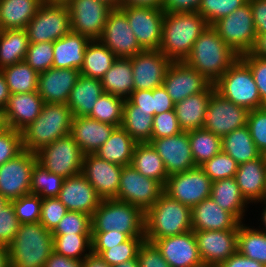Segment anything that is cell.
<instances>
[{
  "mask_svg": "<svg viewBox=\"0 0 266 267\" xmlns=\"http://www.w3.org/2000/svg\"><path fill=\"white\" fill-rule=\"evenodd\" d=\"M66 5L69 9L71 32L82 34L90 40H98L113 8L99 0H70Z\"/></svg>",
  "mask_w": 266,
  "mask_h": 267,
  "instance_id": "5bb4252c",
  "label": "cell"
},
{
  "mask_svg": "<svg viewBox=\"0 0 266 267\" xmlns=\"http://www.w3.org/2000/svg\"><path fill=\"white\" fill-rule=\"evenodd\" d=\"M222 151L238 164L253 161L262 154L256 148L249 129L244 126L221 137Z\"/></svg>",
  "mask_w": 266,
  "mask_h": 267,
  "instance_id": "8d00e7d4",
  "label": "cell"
},
{
  "mask_svg": "<svg viewBox=\"0 0 266 267\" xmlns=\"http://www.w3.org/2000/svg\"><path fill=\"white\" fill-rule=\"evenodd\" d=\"M128 100L135 106L137 110H143L154 116V98L152 90H137L133 91Z\"/></svg>",
  "mask_w": 266,
  "mask_h": 267,
  "instance_id": "03108f58",
  "label": "cell"
},
{
  "mask_svg": "<svg viewBox=\"0 0 266 267\" xmlns=\"http://www.w3.org/2000/svg\"><path fill=\"white\" fill-rule=\"evenodd\" d=\"M237 251L266 266V233L244 226L241 222L238 229Z\"/></svg>",
  "mask_w": 266,
  "mask_h": 267,
  "instance_id": "ee69618b",
  "label": "cell"
},
{
  "mask_svg": "<svg viewBox=\"0 0 266 267\" xmlns=\"http://www.w3.org/2000/svg\"><path fill=\"white\" fill-rule=\"evenodd\" d=\"M215 91L223 98L248 111L265 107L250 68L238 58L214 83Z\"/></svg>",
  "mask_w": 266,
  "mask_h": 267,
  "instance_id": "52a82bcc",
  "label": "cell"
},
{
  "mask_svg": "<svg viewBox=\"0 0 266 267\" xmlns=\"http://www.w3.org/2000/svg\"><path fill=\"white\" fill-rule=\"evenodd\" d=\"M163 192L164 186L159 181L142 175L132 165L122 167L116 200L131 203L145 212Z\"/></svg>",
  "mask_w": 266,
  "mask_h": 267,
  "instance_id": "8fae6325",
  "label": "cell"
},
{
  "mask_svg": "<svg viewBox=\"0 0 266 267\" xmlns=\"http://www.w3.org/2000/svg\"><path fill=\"white\" fill-rule=\"evenodd\" d=\"M0 71L11 94L38 92V73L25 61L4 67Z\"/></svg>",
  "mask_w": 266,
  "mask_h": 267,
  "instance_id": "b9f144b4",
  "label": "cell"
},
{
  "mask_svg": "<svg viewBox=\"0 0 266 267\" xmlns=\"http://www.w3.org/2000/svg\"><path fill=\"white\" fill-rule=\"evenodd\" d=\"M99 1L106 3L107 5H109L113 9H119L120 8V1L121 0H99Z\"/></svg>",
  "mask_w": 266,
  "mask_h": 267,
  "instance_id": "09005b40",
  "label": "cell"
},
{
  "mask_svg": "<svg viewBox=\"0 0 266 267\" xmlns=\"http://www.w3.org/2000/svg\"><path fill=\"white\" fill-rule=\"evenodd\" d=\"M131 165L142 175L159 181L165 186L168 173L162 158L149 142L137 143Z\"/></svg>",
  "mask_w": 266,
  "mask_h": 267,
  "instance_id": "74e56055",
  "label": "cell"
},
{
  "mask_svg": "<svg viewBox=\"0 0 266 267\" xmlns=\"http://www.w3.org/2000/svg\"><path fill=\"white\" fill-rule=\"evenodd\" d=\"M246 126L258 151L262 155H266V106L250 110L247 115Z\"/></svg>",
  "mask_w": 266,
  "mask_h": 267,
  "instance_id": "11a10c76",
  "label": "cell"
},
{
  "mask_svg": "<svg viewBox=\"0 0 266 267\" xmlns=\"http://www.w3.org/2000/svg\"><path fill=\"white\" fill-rule=\"evenodd\" d=\"M247 2L248 0H201L198 13L207 21L208 25H212Z\"/></svg>",
  "mask_w": 266,
  "mask_h": 267,
  "instance_id": "681fc988",
  "label": "cell"
},
{
  "mask_svg": "<svg viewBox=\"0 0 266 267\" xmlns=\"http://www.w3.org/2000/svg\"><path fill=\"white\" fill-rule=\"evenodd\" d=\"M7 129V125L5 122V118L3 116V113L0 112V134L4 132Z\"/></svg>",
  "mask_w": 266,
  "mask_h": 267,
  "instance_id": "979ff035",
  "label": "cell"
},
{
  "mask_svg": "<svg viewBox=\"0 0 266 267\" xmlns=\"http://www.w3.org/2000/svg\"><path fill=\"white\" fill-rule=\"evenodd\" d=\"M152 243L160 250L170 267H192L202 261L193 230L155 239Z\"/></svg>",
  "mask_w": 266,
  "mask_h": 267,
  "instance_id": "cb8c5ba5",
  "label": "cell"
},
{
  "mask_svg": "<svg viewBox=\"0 0 266 267\" xmlns=\"http://www.w3.org/2000/svg\"><path fill=\"white\" fill-rule=\"evenodd\" d=\"M54 42L29 43L25 62L38 74L52 68Z\"/></svg>",
  "mask_w": 266,
  "mask_h": 267,
  "instance_id": "816d5d0a",
  "label": "cell"
},
{
  "mask_svg": "<svg viewBox=\"0 0 266 267\" xmlns=\"http://www.w3.org/2000/svg\"><path fill=\"white\" fill-rule=\"evenodd\" d=\"M149 143L162 158L168 176L196 167L194 163L188 132L164 137L151 138Z\"/></svg>",
  "mask_w": 266,
  "mask_h": 267,
  "instance_id": "44dd1931",
  "label": "cell"
},
{
  "mask_svg": "<svg viewBox=\"0 0 266 267\" xmlns=\"http://www.w3.org/2000/svg\"><path fill=\"white\" fill-rule=\"evenodd\" d=\"M201 0H163L164 12H198Z\"/></svg>",
  "mask_w": 266,
  "mask_h": 267,
  "instance_id": "a7ac6f4b",
  "label": "cell"
},
{
  "mask_svg": "<svg viewBox=\"0 0 266 267\" xmlns=\"http://www.w3.org/2000/svg\"><path fill=\"white\" fill-rule=\"evenodd\" d=\"M137 260L139 267H170L156 245L146 240L138 249Z\"/></svg>",
  "mask_w": 266,
  "mask_h": 267,
  "instance_id": "6125c7cd",
  "label": "cell"
},
{
  "mask_svg": "<svg viewBox=\"0 0 266 267\" xmlns=\"http://www.w3.org/2000/svg\"><path fill=\"white\" fill-rule=\"evenodd\" d=\"M0 267H10L9 250L4 245H0Z\"/></svg>",
  "mask_w": 266,
  "mask_h": 267,
  "instance_id": "2a66077c",
  "label": "cell"
},
{
  "mask_svg": "<svg viewBox=\"0 0 266 267\" xmlns=\"http://www.w3.org/2000/svg\"><path fill=\"white\" fill-rule=\"evenodd\" d=\"M36 156L45 169L64 179L82 173L84 154L70 134L43 147Z\"/></svg>",
  "mask_w": 266,
  "mask_h": 267,
  "instance_id": "9c48e42d",
  "label": "cell"
},
{
  "mask_svg": "<svg viewBox=\"0 0 266 267\" xmlns=\"http://www.w3.org/2000/svg\"><path fill=\"white\" fill-rule=\"evenodd\" d=\"M163 87L174 103L204 92L211 83L183 62H172L167 69Z\"/></svg>",
  "mask_w": 266,
  "mask_h": 267,
  "instance_id": "ffe728a7",
  "label": "cell"
},
{
  "mask_svg": "<svg viewBox=\"0 0 266 267\" xmlns=\"http://www.w3.org/2000/svg\"><path fill=\"white\" fill-rule=\"evenodd\" d=\"M212 26L218 36L239 56L252 49L257 34L249 2L219 19Z\"/></svg>",
  "mask_w": 266,
  "mask_h": 267,
  "instance_id": "30bf717a",
  "label": "cell"
},
{
  "mask_svg": "<svg viewBox=\"0 0 266 267\" xmlns=\"http://www.w3.org/2000/svg\"><path fill=\"white\" fill-rule=\"evenodd\" d=\"M192 267H219V265L214 264V263H210V262L201 261L200 263L195 264Z\"/></svg>",
  "mask_w": 266,
  "mask_h": 267,
  "instance_id": "deb4b68c",
  "label": "cell"
},
{
  "mask_svg": "<svg viewBox=\"0 0 266 267\" xmlns=\"http://www.w3.org/2000/svg\"><path fill=\"white\" fill-rule=\"evenodd\" d=\"M43 105L38 92L11 94L2 112L7 128L21 132L40 115Z\"/></svg>",
  "mask_w": 266,
  "mask_h": 267,
  "instance_id": "484cf974",
  "label": "cell"
},
{
  "mask_svg": "<svg viewBox=\"0 0 266 267\" xmlns=\"http://www.w3.org/2000/svg\"><path fill=\"white\" fill-rule=\"evenodd\" d=\"M240 221L210 196L191 208L193 231L239 229Z\"/></svg>",
  "mask_w": 266,
  "mask_h": 267,
  "instance_id": "83f0119b",
  "label": "cell"
},
{
  "mask_svg": "<svg viewBox=\"0 0 266 267\" xmlns=\"http://www.w3.org/2000/svg\"><path fill=\"white\" fill-rule=\"evenodd\" d=\"M98 40L114 53L116 58H131L144 50L139 45L126 14L120 8L110 12Z\"/></svg>",
  "mask_w": 266,
  "mask_h": 267,
  "instance_id": "9a60e30c",
  "label": "cell"
},
{
  "mask_svg": "<svg viewBox=\"0 0 266 267\" xmlns=\"http://www.w3.org/2000/svg\"><path fill=\"white\" fill-rule=\"evenodd\" d=\"M144 50H159L162 41L163 9L150 7H120Z\"/></svg>",
  "mask_w": 266,
  "mask_h": 267,
  "instance_id": "2e32d148",
  "label": "cell"
},
{
  "mask_svg": "<svg viewBox=\"0 0 266 267\" xmlns=\"http://www.w3.org/2000/svg\"><path fill=\"white\" fill-rule=\"evenodd\" d=\"M86 249L89 253L84 252ZM91 249V234L53 235V251L67 258L84 260L91 253Z\"/></svg>",
  "mask_w": 266,
  "mask_h": 267,
  "instance_id": "bcb514c9",
  "label": "cell"
},
{
  "mask_svg": "<svg viewBox=\"0 0 266 267\" xmlns=\"http://www.w3.org/2000/svg\"><path fill=\"white\" fill-rule=\"evenodd\" d=\"M90 39L82 34L70 32L53 43L54 58L52 68L81 69L84 54Z\"/></svg>",
  "mask_w": 266,
  "mask_h": 267,
  "instance_id": "4dcf8cb0",
  "label": "cell"
},
{
  "mask_svg": "<svg viewBox=\"0 0 266 267\" xmlns=\"http://www.w3.org/2000/svg\"><path fill=\"white\" fill-rule=\"evenodd\" d=\"M211 197L222 209L232 213L240 222L247 204L234 177L213 181ZM246 205V206H245Z\"/></svg>",
  "mask_w": 266,
  "mask_h": 267,
  "instance_id": "d590c367",
  "label": "cell"
},
{
  "mask_svg": "<svg viewBox=\"0 0 266 267\" xmlns=\"http://www.w3.org/2000/svg\"><path fill=\"white\" fill-rule=\"evenodd\" d=\"M239 58L250 68L261 102L266 106V58L251 55L249 52L240 55Z\"/></svg>",
  "mask_w": 266,
  "mask_h": 267,
  "instance_id": "680465c9",
  "label": "cell"
},
{
  "mask_svg": "<svg viewBox=\"0 0 266 267\" xmlns=\"http://www.w3.org/2000/svg\"><path fill=\"white\" fill-rule=\"evenodd\" d=\"M122 166L105 161L95 154L83 157L82 174L102 200L116 199Z\"/></svg>",
  "mask_w": 266,
  "mask_h": 267,
  "instance_id": "d6986e66",
  "label": "cell"
},
{
  "mask_svg": "<svg viewBox=\"0 0 266 267\" xmlns=\"http://www.w3.org/2000/svg\"><path fill=\"white\" fill-rule=\"evenodd\" d=\"M188 138L196 166L222 151L221 137L204 128L188 131Z\"/></svg>",
  "mask_w": 266,
  "mask_h": 267,
  "instance_id": "7bdbcfd3",
  "label": "cell"
},
{
  "mask_svg": "<svg viewBox=\"0 0 266 267\" xmlns=\"http://www.w3.org/2000/svg\"><path fill=\"white\" fill-rule=\"evenodd\" d=\"M137 142L121 127H116L109 139L95 152L99 158L118 164L131 165Z\"/></svg>",
  "mask_w": 266,
  "mask_h": 267,
  "instance_id": "836d02e7",
  "label": "cell"
},
{
  "mask_svg": "<svg viewBox=\"0 0 266 267\" xmlns=\"http://www.w3.org/2000/svg\"><path fill=\"white\" fill-rule=\"evenodd\" d=\"M23 151L20 131L7 128L0 134V166Z\"/></svg>",
  "mask_w": 266,
  "mask_h": 267,
  "instance_id": "6f0895ef",
  "label": "cell"
},
{
  "mask_svg": "<svg viewBox=\"0 0 266 267\" xmlns=\"http://www.w3.org/2000/svg\"><path fill=\"white\" fill-rule=\"evenodd\" d=\"M28 46L25 29L0 30V70L24 61Z\"/></svg>",
  "mask_w": 266,
  "mask_h": 267,
  "instance_id": "f35d334b",
  "label": "cell"
},
{
  "mask_svg": "<svg viewBox=\"0 0 266 267\" xmlns=\"http://www.w3.org/2000/svg\"><path fill=\"white\" fill-rule=\"evenodd\" d=\"M45 0H0V30L25 29Z\"/></svg>",
  "mask_w": 266,
  "mask_h": 267,
  "instance_id": "d6a6232c",
  "label": "cell"
},
{
  "mask_svg": "<svg viewBox=\"0 0 266 267\" xmlns=\"http://www.w3.org/2000/svg\"><path fill=\"white\" fill-rule=\"evenodd\" d=\"M51 233L52 235L91 234V216L79 211H68Z\"/></svg>",
  "mask_w": 266,
  "mask_h": 267,
  "instance_id": "f5cc1de1",
  "label": "cell"
},
{
  "mask_svg": "<svg viewBox=\"0 0 266 267\" xmlns=\"http://www.w3.org/2000/svg\"><path fill=\"white\" fill-rule=\"evenodd\" d=\"M145 240L171 237L192 230L191 208L163 192L144 212Z\"/></svg>",
  "mask_w": 266,
  "mask_h": 267,
  "instance_id": "277c9868",
  "label": "cell"
},
{
  "mask_svg": "<svg viewBox=\"0 0 266 267\" xmlns=\"http://www.w3.org/2000/svg\"><path fill=\"white\" fill-rule=\"evenodd\" d=\"M238 163L228 154L221 151L200 167L212 181L235 177Z\"/></svg>",
  "mask_w": 266,
  "mask_h": 267,
  "instance_id": "f907efd6",
  "label": "cell"
},
{
  "mask_svg": "<svg viewBox=\"0 0 266 267\" xmlns=\"http://www.w3.org/2000/svg\"><path fill=\"white\" fill-rule=\"evenodd\" d=\"M102 94L104 91L100 79L80 75L67 102L73 117L88 116Z\"/></svg>",
  "mask_w": 266,
  "mask_h": 267,
  "instance_id": "1f68e13d",
  "label": "cell"
},
{
  "mask_svg": "<svg viewBox=\"0 0 266 267\" xmlns=\"http://www.w3.org/2000/svg\"><path fill=\"white\" fill-rule=\"evenodd\" d=\"M20 224L38 223L41 217L42 198L28 194L10 201Z\"/></svg>",
  "mask_w": 266,
  "mask_h": 267,
  "instance_id": "db71d44e",
  "label": "cell"
},
{
  "mask_svg": "<svg viewBox=\"0 0 266 267\" xmlns=\"http://www.w3.org/2000/svg\"><path fill=\"white\" fill-rule=\"evenodd\" d=\"M133 70L130 58H117L101 78L104 93L128 99L134 91Z\"/></svg>",
  "mask_w": 266,
  "mask_h": 267,
  "instance_id": "e575fe53",
  "label": "cell"
},
{
  "mask_svg": "<svg viewBox=\"0 0 266 267\" xmlns=\"http://www.w3.org/2000/svg\"><path fill=\"white\" fill-rule=\"evenodd\" d=\"M214 91L215 86L211 84L204 92L175 103L174 110L182 131L188 132L204 127L208 103Z\"/></svg>",
  "mask_w": 266,
  "mask_h": 267,
  "instance_id": "f546056e",
  "label": "cell"
},
{
  "mask_svg": "<svg viewBox=\"0 0 266 267\" xmlns=\"http://www.w3.org/2000/svg\"><path fill=\"white\" fill-rule=\"evenodd\" d=\"M116 59L115 54L99 40H90L85 48L80 74L101 80Z\"/></svg>",
  "mask_w": 266,
  "mask_h": 267,
  "instance_id": "ab89813d",
  "label": "cell"
},
{
  "mask_svg": "<svg viewBox=\"0 0 266 267\" xmlns=\"http://www.w3.org/2000/svg\"><path fill=\"white\" fill-rule=\"evenodd\" d=\"M64 178L45 169L38 162L31 172V194L38 195L42 199L58 197Z\"/></svg>",
  "mask_w": 266,
  "mask_h": 267,
  "instance_id": "7dc6e473",
  "label": "cell"
},
{
  "mask_svg": "<svg viewBox=\"0 0 266 267\" xmlns=\"http://www.w3.org/2000/svg\"><path fill=\"white\" fill-rule=\"evenodd\" d=\"M44 267H83V260L70 259L53 251Z\"/></svg>",
  "mask_w": 266,
  "mask_h": 267,
  "instance_id": "2644e50d",
  "label": "cell"
},
{
  "mask_svg": "<svg viewBox=\"0 0 266 267\" xmlns=\"http://www.w3.org/2000/svg\"><path fill=\"white\" fill-rule=\"evenodd\" d=\"M9 201H7L1 194H0V210L6 205L8 204Z\"/></svg>",
  "mask_w": 266,
  "mask_h": 267,
  "instance_id": "b62a3aed",
  "label": "cell"
},
{
  "mask_svg": "<svg viewBox=\"0 0 266 267\" xmlns=\"http://www.w3.org/2000/svg\"><path fill=\"white\" fill-rule=\"evenodd\" d=\"M248 110L223 98L214 91L205 115L204 129L220 137L246 126Z\"/></svg>",
  "mask_w": 266,
  "mask_h": 267,
  "instance_id": "e0dca14e",
  "label": "cell"
},
{
  "mask_svg": "<svg viewBox=\"0 0 266 267\" xmlns=\"http://www.w3.org/2000/svg\"><path fill=\"white\" fill-rule=\"evenodd\" d=\"M249 53L257 57L266 58V33L256 36L254 45Z\"/></svg>",
  "mask_w": 266,
  "mask_h": 267,
  "instance_id": "753ad0ef",
  "label": "cell"
},
{
  "mask_svg": "<svg viewBox=\"0 0 266 267\" xmlns=\"http://www.w3.org/2000/svg\"><path fill=\"white\" fill-rule=\"evenodd\" d=\"M29 43L55 42L71 32L66 4L44 1L25 28Z\"/></svg>",
  "mask_w": 266,
  "mask_h": 267,
  "instance_id": "ba28073f",
  "label": "cell"
},
{
  "mask_svg": "<svg viewBox=\"0 0 266 267\" xmlns=\"http://www.w3.org/2000/svg\"><path fill=\"white\" fill-rule=\"evenodd\" d=\"M121 127L137 143L149 142L152 135L153 116L143 110H137V106L125 99Z\"/></svg>",
  "mask_w": 266,
  "mask_h": 267,
  "instance_id": "60d3db41",
  "label": "cell"
},
{
  "mask_svg": "<svg viewBox=\"0 0 266 267\" xmlns=\"http://www.w3.org/2000/svg\"><path fill=\"white\" fill-rule=\"evenodd\" d=\"M20 222L9 202L0 210V245L8 246L17 234Z\"/></svg>",
  "mask_w": 266,
  "mask_h": 267,
  "instance_id": "94428289",
  "label": "cell"
},
{
  "mask_svg": "<svg viewBox=\"0 0 266 267\" xmlns=\"http://www.w3.org/2000/svg\"><path fill=\"white\" fill-rule=\"evenodd\" d=\"M119 231L130 237H145L144 211L116 199L102 200L91 216V232Z\"/></svg>",
  "mask_w": 266,
  "mask_h": 267,
  "instance_id": "8992f818",
  "label": "cell"
},
{
  "mask_svg": "<svg viewBox=\"0 0 266 267\" xmlns=\"http://www.w3.org/2000/svg\"><path fill=\"white\" fill-rule=\"evenodd\" d=\"M7 247L10 267H44L53 252V235L40 222L20 224Z\"/></svg>",
  "mask_w": 266,
  "mask_h": 267,
  "instance_id": "5b68a950",
  "label": "cell"
},
{
  "mask_svg": "<svg viewBox=\"0 0 266 267\" xmlns=\"http://www.w3.org/2000/svg\"><path fill=\"white\" fill-rule=\"evenodd\" d=\"M261 202H263V203L265 204V206H266V199H264L263 201H260V203H261ZM262 215H263V216H262V218H261V219H262L261 221H263V225H264V227H265V228L263 229V231L265 230L264 232L266 233V207L263 209V213H262Z\"/></svg>",
  "mask_w": 266,
  "mask_h": 267,
  "instance_id": "67dfc351",
  "label": "cell"
},
{
  "mask_svg": "<svg viewBox=\"0 0 266 267\" xmlns=\"http://www.w3.org/2000/svg\"><path fill=\"white\" fill-rule=\"evenodd\" d=\"M129 237L119 231L91 232L92 246H115L127 241Z\"/></svg>",
  "mask_w": 266,
  "mask_h": 267,
  "instance_id": "be15d7a7",
  "label": "cell"
},
{
  "mask_svg": "<svg viewBox=\"0 0 266 267\" xmlns=\"http://www.w3.org/2000/svg\"><path fill=\"white\" fill-rule=\"evenodd\" d=\"M57 198L68 211H79L90 216L102 201L82 173L65 178Z\"/></svg>",
  "mask_w": 266,
  "mask_h": 267,
  "instance_id": "603a6c76",
  "label": "cell"
},
{
  "mask_svg": "<svg viewBox=\"0 0 266 267\" xmlns=\"http://www.w3.org/2000/svg\"><path fill=\"white\" fill-rule=\"evenodd\" d=\"M202 261L220 265L237 252L238 229L194 231Z\"/></svg>",
  "mask_w": 266,
  "mask_h": 267,
  "instance_id": "7402d4cb",
  "label": "cell"
},
{
  "mask_svg": "<svg viewBox=\"0 0 266 267\" xmlns=\"http://www.w3.org/2000/svg\"><path fill=\"white\" fill-rule=\"evenodd\" d=\"M83 267H111L108 263H106L100 255L90 253L83 260Z\"/></svg>",
  "mask_w": 266,
  "mask_h": 267,
  "instance_id": "11e5206c",
  "label": "cell"
},
{
  "mask_svg": "<svg viewBox=\"0 0 266 267\" xmlns=\"http://www.w3.org/2000/svg\"><path fill=\"white\" fill-rule=\"evenodd\" d=\"M219 267H266L256 260L241 255L238 251L223 261Z\"/></svg>",
  "mask_w": 266,
  "mask_h": 267,
  "instance_id": "89a4df30",
  "label": "cell"
},
{
  "mask_svg": "<svg viewBox=\"0 0 266 267\" xmlns=\"http://www.w3.org/2000/svg\"><path fill=\"white\" fill-rule=\"evenodd\" d=\"M134 91L153 90L162 86L172 61L159 50H142L130 58Z\"/></svg>",
  "mask_w": 266,
  "mask_h": 267,
  "instance_id": "ac0fdd59",
  "label": "cell"
},
{
  "mask_svg": "<svg viewBox=\"0 0 266 267\" xmlns=\"http://www.w3.org/2000/svg\"><path fill=\"white\" fill-rule=\"evenodd\" d=\"M125 100L110 93L102 94L88 117L114 126H121Z\"/></svg>",
  "mask_w": 266,
  "mask_h": 267,
  "instance_id": "c3c4849f",
  "label": "cell"
},
{
  "mask_svg": "<svg viewBox=\"0 0 266 267\" xmlns=\"http://www.w3.org/2000/svg\"><path fill=\"white\" fill-rule=\"evenodd\" d=\"M239 55L208 25L193 45L190 55L184 62L214 84Z\"/></svg>",
  "mask_w": 266,
  "mask_h": 267,
  "instance_id": "7a4b0ae2",
  "label": "cell"
},
{
  "mask_svg": "<svg viewBox=\"0 0 266 267\" xmlns=\"http://www.w3.org/2000/svg\"><path fill=\"white\" fill-rule=\"evenodd\" d=\"M175 110L167 111L153 116L151 138L170 137L181 133Z\"/></svg>",
  "mask_w": 266,
  "mask_h": 267,
  "instance_id": "91938a15",
  "label": "cell"
},
{
  "mask_svg": "<svg viewBox=\"0 0 266 267\" xmlns=\"http://www.w3.org/2000/svg\"><path fill=\"white\" fill-rule=\"evenodd\" d=\"M73 115L65 103H44L40 115L22 134L23 150L38 152L60 137L70 134Z\"/></svg>",
  "mask_w": 266,
  "mask_h": 267,
  "instance_id": "3957f363",
  "label": "cell"
},
{
  "mask_svg": "<svg viewBox=\"0 0 266 267\" xmlns=\"http://www.w3.org/2000/svg\"><path fill=\"white\" fill-rule=\"evenodd\" d=\"M67 212V208L57 197L42 199L39 222L52 232Z\"/></svg>",
  "mask_w": 266,
  "mask_h": 267,
  "instance_id": "9f6ffc18",
  "label": "cell"
},
{
  "mask_svg": "<svg viewBox=\"0 0 266 267\" xmlns=\"http://www.w3.org/2000/svg\"><path fill=\"white\" fill-rule=\"evenodd\" d=\"M152 95L154 98V115L174 110L175 103L163 85L153 89Z\"/></svg>",
  "mask_w": 266,
  "mask_h": 267,
  "instance_id": "003e7915",
  "label": "cell"
},
{
  "mask_svg": "<svg viewBox=\"0 0 266 267\" xmlns=\"http://www.w3.org/2000/svg\"><path fill=\"white\" fill-rule=\"evenodd\" d=\"M212 183L202 168L196 166L188 171L170 175L164 186V192L192 208L211 196Z\"/></svg>",
  "mask_w": 266,
  "mask_h": 267,
  "instance_id": "7c38bea8",
  "label": "cell"
},
{
  "mask_svg": "<svg viewBox=\"0 0 266 267\" xmlns=\"http://www.w3.org/2000/svg\"><path fill=\"white\" fill-rule=\"evenodd\" d=\"M114 267H139V263H138V260L136 257L135 259L123 262V263L116 265Z\"/></svg>",
  "mask_w": 266,
  "mask_h": 267,
  "instance_id": "b9fcfbb0",
  "label": "cell"
},
{
  "mask_svg": "<svg viewBox=\"0 0 266 267\" xmlns=\"http://www.w3.org/2000/svg\"><path fill=\"white\" fill-rule=\"evenodd\" d=\"M36 162V153L23 150L0 166V194L7 201L31 194V172Z\"/></svg>",
  "mask_w": 266,
  "mask_h": 267,
  "instance_id": "4fadbf2b",
  "label": "cell"
},
{
  "mask_svg": "<svg viewBox=\"0 0 266 267\" xmlns=\"http://www.w3.org/2000/svg\"><path fill=\"white\" fill-rule=\"evenodd\" d=\"M116 127L88 116H77L72 119L70 135L84 155L95 154Z\"/></svg>",
  "mask_w": 266,
  "mask_h": 267,
  "instance_id": "4316f807",
  "label": "cell"
},
{
  "mask_svg": "<svg viewBox=\"0 0 266 267\" xmlns=\"http://www.w3.org/2000/svg\"><path fill=\"white\" fill-rule=\"evenodd\" d=\"M234 178L248 203L266 199V155L239 164Z\"/></svg>",
  "mask_w": 266,
  "mask_h": 267,
  "instance_id": "f1b7e54d",
  "label": "cell"
},
{
  "mask_svg": "<svg viewBox=\"0 0 266 267\" xmlns=\"http://www.w3.org/2000/svg\"><path fill=\"white\" fill-rule=\"evenodd\" d=\"M50 3L67 4L70 0H45Z\"/></svg>",
  "mask_w": 266,
  "mask_h": 267,
  "instance_id": "603ad722",
  "label": "cell"
},
{
  "mask_svg": "<svg viewBox=\"0 0 266 267\" xmlns=\"http://www.w3.org/2000/svg\"><path fill=\"white\" fill-rule=\"evenodd\" d=\"M207 26L198 12H165L159 51L172 62H183Z\"/></svg>",
  "mask_w": 266,
  "mask_h": 267,
  "instance_id": "6da1fadb",
  "label": "cell"
},
{
  "mask_svg": "<svg viewBox=\"0 0 266 267\" xmlns=\"http://www.w3.org/2000/svg\"><path fill=\"white\" fill-rule=\"evenodd\" d=\"M11 95L5 77L0 71V112H3Z\"/></svg>",
  "mask_w": 266,
  "mask_h": 267,
  "instance_id": "34e18365",
  "label": "cell"
},
{
  "mask_svg": "<svg viewBox=\"0 0 266 267\" xmlns=\"http://www.w3.org/2000/svg\"><path fill=\"white\" fill-rule=\"evenodd\" d=\"M163 0H121L120 7H150L162 9Z\"/></svg>",
  "mask_w": 266,
  "mask_h": 267,
  "instance_id": "8c879c8a",
  "label": "cell"
},
{
  "mask_svg": "<svg viewBox=\"0 0 266 267\" xmlns=\"http://www.w3.org/2000/svg\"><path fill=\"white\" fill-rule=\"evenodd\" d=\"M79 69L50 68L38 74V94L44 103L67 104L80 76Z\"/></svg>",
  "mask_w": 266,
  "mask_h": 267,
  "instance_id": "d4e9b609",
  "label": "cell"
},
{
  "mask_svg": "<svg viewBox=\"0 0 266 267\" xmlns=\"http://www.w3.org/2000/svg\"><path fill=\"white\" fill-rule=\"evenodd\" d=\"M145 237H130L127 241L115 246H92L91 252L108 263L111 267L135 259Z\"/></svg>",
  "mask_w": 266,
  "mask_h": 267,
  "instance_id": "f6af8a7d",
  "label": "cell"
},
{
  "mask_svg": "<svg viewBox=\"0 0 266 267\" xmlns=\"http://www.w3.org/2000/svg\"><path fill=\"white\" fill-rule=\"evenodd\" d=\"M257 35L266 33V0H248Z\"/></svg>",
  "mask_w": 266,
  "mask_h": 267,
  "instance_id": "e7e4bbea",
  "label": "cell"
}]
</instances>
